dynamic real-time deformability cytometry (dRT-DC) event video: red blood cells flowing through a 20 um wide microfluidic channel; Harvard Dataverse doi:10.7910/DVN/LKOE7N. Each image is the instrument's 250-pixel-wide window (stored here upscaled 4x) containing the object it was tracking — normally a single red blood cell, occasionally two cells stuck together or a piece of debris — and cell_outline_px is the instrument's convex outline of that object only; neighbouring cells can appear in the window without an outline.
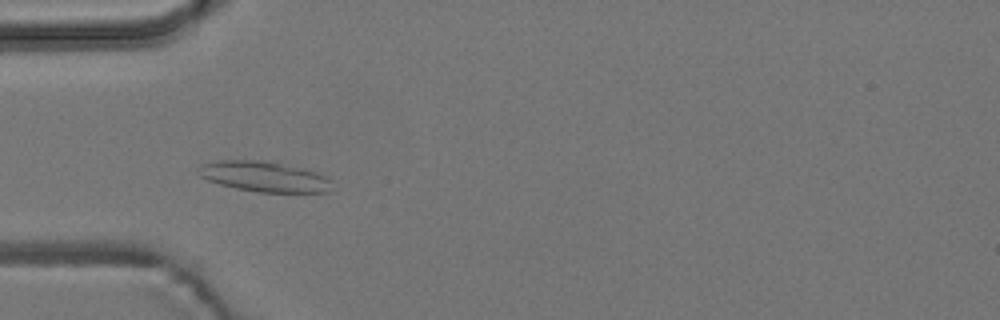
{"species": "common noctule bat (a hibernating species)", "species_latin": "Nyctalus noctula", "temperature_condition": "room temperature", "stored_images_in_passage": 5, "camera_frame_rate_fps": 3000, "um_per_image_px": 0.085, "animal": {"sex": "male", "body_mass_g": 19.2, "forearm_length_mm": 51.8}, "frame": {"image": 1, "passage_image": 4, "time_ms": 3.333, "image_size_px": [1000, 320], "cell_outline_px": [[328, 192], [256, 192], [236, 188], [220, 184], [208, 180], [200, 176], [196, 172], [196, 168], [200, 164], [220, 160], [276, 160], [304, 168], [328, 176]], "centroid_in_image_um": [22.4, 14.97], "position_along_channel_um": 62.6, "area_um2": 23.99}}
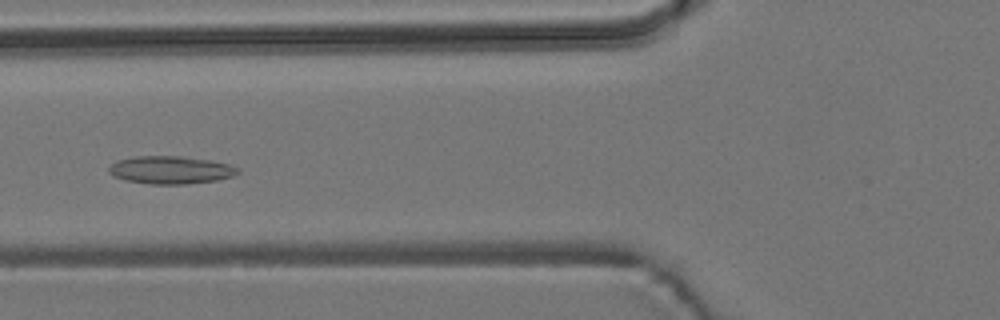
{"frame": {"image": 2, "passage_image": 5, "time_ms": 4.667, "image_size_px": [1000, 320], "cell_outline_px": [[240, 172], [232, 176], [216, 180], [188, 184], [152, 184], [124, 180], [112, 176], [108, 172], [108, 168], [116, 160], [136, 156], [180, 156], [212, 160], [228, 164], [240, 168]], "centroid_in_image_um": [14.49, 14.44], "position_along_channel_um": 111.3, "area_um2": 21.04}}